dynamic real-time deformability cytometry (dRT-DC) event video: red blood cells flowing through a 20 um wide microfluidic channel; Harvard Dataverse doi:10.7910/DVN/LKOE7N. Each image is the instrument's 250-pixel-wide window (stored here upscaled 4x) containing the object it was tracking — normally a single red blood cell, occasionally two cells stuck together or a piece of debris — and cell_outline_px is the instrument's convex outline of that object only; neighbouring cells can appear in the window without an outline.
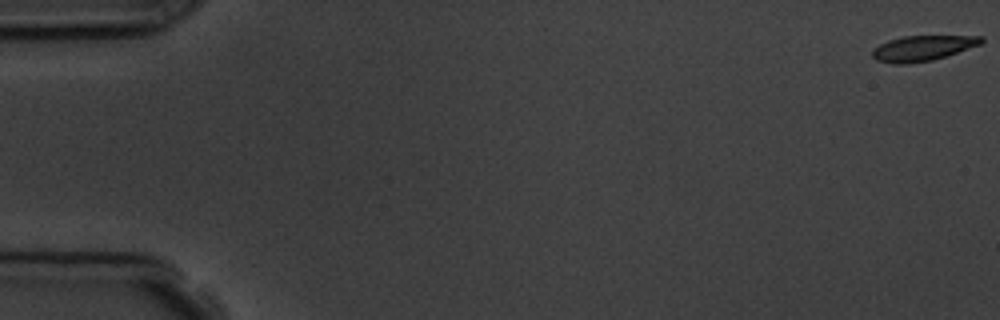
{"species": "common noctule bat (a hibernating species)", "species_latin": "Nyctalus noctula", "temperature_condition": "room temperature", "stored_images_in_passage": 5, "segment_of_instrument_passage": [2, 2], "camera_frame_rate_fps": 3000, "um_per_image_px": 0.085, "animal": {"sex": "male", "body_mass_g": 19.5, "forearm_length_mm": 54.6}, "frame": {"image": 1, "passage_image": 5, "time_ms": 4.667, "image_size_px": [1000, 320], "cell_outline_px": [[984, 40], [980, 44], [932, 60], [908, 64], [892, 64], [876, 60], [872, 56], [872, 52], [880, 44], [888, 40], [904, 36], [984, 36]], "centroid_in_image_um": [78.39, 4.1], "position_along_channel_um": 6.6, "area_um2": 15.84}}